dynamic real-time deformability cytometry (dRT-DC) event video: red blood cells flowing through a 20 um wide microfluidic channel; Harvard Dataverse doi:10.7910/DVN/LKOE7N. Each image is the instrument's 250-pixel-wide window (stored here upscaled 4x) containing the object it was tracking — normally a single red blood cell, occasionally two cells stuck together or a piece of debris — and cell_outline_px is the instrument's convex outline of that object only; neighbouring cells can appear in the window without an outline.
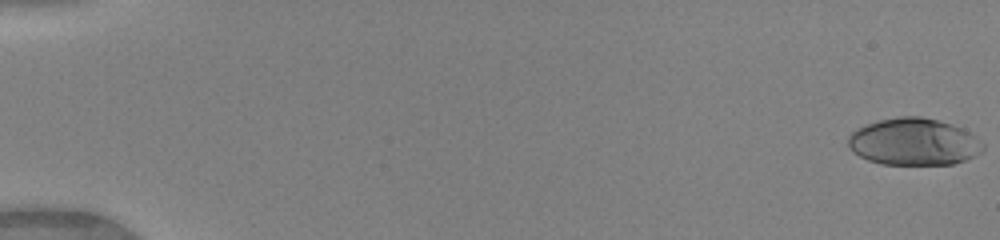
{"species": "human", "species_latin": "Homo sapiens", "temperature_condition": "warm", "stored_images_in_passage": 42, "camera_frame_rate_fps": 3000, "um_per_image_px": 0.085, "donor": {"sex": "female"}, "frame": {"image": 1, "passage_image": 1, "time_ms": 0.0, "image_size_px": [1000, 240], "cell_outline_px": [[984, 152], [968, 160], [952, 164], [880, 164], [868, 160], [852, 152], [848, 144], [848, 136], [852, 132], [868, 124], [880, 120], [900, 116], [920, 116], [936, 120], [964, 128], [976, 136], [984, 144]], "centroid_in_image_um": [77.72, 12.07], "position_along_channel_um": 7.3, "area_um2": 37.11}}
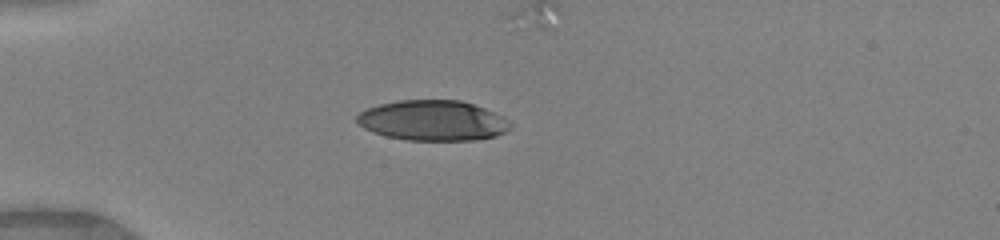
{"frame": {"image": 2, "passage_image": 15, "time_ms": 4.667, "image_size_px": [1000, 240], "cell_outline_px": [[512, 128], [496, 136], [476, 140], [408, 140], [384, 136], [364, 128], [356, 124], [356, 116], [360, 112], [368, 108], [380, 104], [400, 100], [460, 100], [484, 108], [508, 120], [512, 124]], "centroid_in_image_um": [36.77, 10.25], "position_along_channel_um": 48.2, "area_um2": 36.01}}
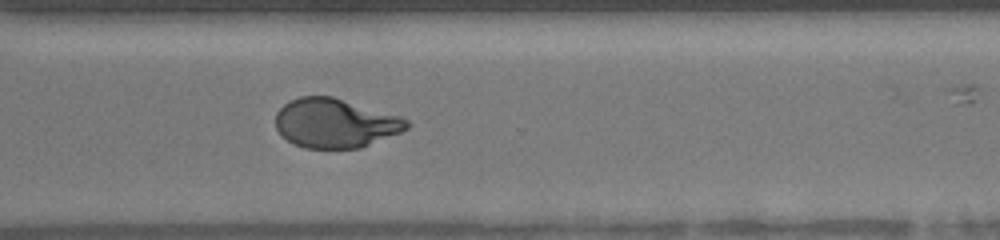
{"frame": {"image": 3, "passage_image": 38, "time_ms": 12.333, "image_size_px": [1000, 240], "cell_outline_px": [[408, 128], [400, 132], [360, 148], [304, 148], [292, 144], [276, 128], [276, 112], [288, 100], [300, 96], [332, 96], [404, 116], [408, 120]], "centroid_in_image_um": [28.5, 10.45], "position_along_channel_um": 342.1, "area_um2": 37.8}}